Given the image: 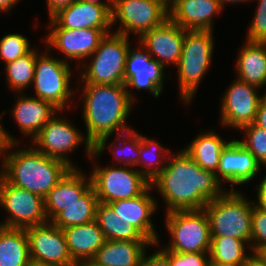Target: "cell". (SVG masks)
Here are the masks:
<instances>
[{
    "instance_id": "e575fe53",
    "label": "cell",
    "mask_w": 266,
    "mask_h": 266,
    "mask_svg": "<svg viewBox=\"0 0 266 266\" xmlns=\"http://www.w3.org/2000/svg\"><path fill=\"white\" fill-rule=\"evenodd\" d=\"M244 136L243 140L237 139L256 160L266 168V130L256 126L254 123L247 124L239 129Z\"/></svg>"
},
{
    "instance_id": "f5cc1de1",
    "label": "cell",
    "mask_w": 266,
    "mask_h": 266,
    "mask_svg": "<svg viewBox=\"0 0 266 266\" xmlns=\"http://www.w3.org/2000/svg\"><path fill=\"white\" fill-rule=\"evenodd\" d=\"M207 266H231V265H227V264H224V263H219V262H216V261H213V260L209 259V261L207 263Z\"/></svg>"
},
{
    "instance_id": "d6986e66",
    "label": "cell",
    "mask_w": 266,
    "mask_h": 266,
    "mask_svg": "<svg viewBox=\"0 0 266 266\" xmlns=\"http://www.w3.org/2000/svg\"><path fill=\"white\" fill-rule=\"evenodd\" d=\"M154 189L151 184L138 196L117 200L108 205L123 220L136 227L152 244L158 247L159 234L151 219L152 215L158 210V202L150 194ZM157 209V210H156ZM158 245V246H157Z\"/></svg>"
},
{
    "instance_id": "ac0fdd59",
    "label": "cell",
    "mask_w": 266,
    "mask_h": 266,
    "mask_svg": "<svg viewBox=\"0 0 266 266\" xmlns=\"http://www.w3.org/2000/svg\"><path fill=\"white\" fill-rule=\"evenodd\" d=\"M184 38L185 29L168 18L160 26L143 33L137 41L166 68L170 64L176 67L179 63Z\"/></svg>"
},
{
    "instance_id": "cb8c5ba5",
    "label": "cell",
    "mask_w": 266,
    "mask_h": 266,
    "mask_svg": "<svg viewBox=\"0 0 266 266\" xmlns=\"http://www.w3.org/2000/svg\"><path fill=\"white\" fill-rule=\"evenodd\" d=\"M62 230L66 238L67 249L75 263L93 259L106 241L96 221L70 226Z\"/></svg>"
},
{
    "instance_id": "836d02e7",
    "label": "cell",
    "mask_w": 266,
    "mask_h": 266,
    "mask_svg": "<svg viewBox=\"0 0 266 266\" xmlns=\"http://www.w3.org/2000/svg\"><path fill=\"white\" fill-rule=\"evenodd\" d=\"M39 49H33L25 56L5 64L3 69L6 73V80L13 92L23 93L28 87L31 88L35 73V63ZM25 89V90H24Z\"/></svg>"
},
{
    "instance_id": "4dcf8cb0",
    "label": "cell",
    "mask_w": 266,
    "mask_h": 266,
    "mask_svg": "<svg viewBox=\"0 0 266 266\" xmlns=\"http://www.w3.org/2000/svg\"><path fill=\"white\" fill-rule=\"evenodd\" d=\"M99 200L91 187L81 198L59 212L51 222L58 228L84 225L96 221V209Z\"/></svg>"
},
{
    "instance_id": "3957f363",
    "label": "cell",
    "mask_w": 266,
    "mask_h": 266,
    "mask_svg": "<svg viewBox=\"0 0 266 266\" xmlns=\"http://www.w3.org/2000/svg\"><path fill=\"white\" fill-rule=\"evenodd\" d=\"M18 145L20 144L7 145L4 156V179L14 186L45 198L71 167L63 161L37 151L32 145L21 149Z\"/></svg>"
},
{
    "instance_id": "8992f818",
    "label": "cell",
    "mask_w": 266,
    "mask_h": 266,
    "mask_svg": "<svg viewBox=\"0 0 266 266\" xmlns=\"http://www.w3.org/2000/svg\"><path fill=\"white\" fill-rule=\"evenodd\" d=\"M131 45L129 36L111 32L100 41L93 54L81 65L78 82L101 85L124 84V69ZM90 61V62H89ZM89 62V63H88ZM88 64V65H87Z\"/></svg>"
},
{
    "instance_id": "d590c367",
    "label": "cell",
    "mask_w": 266,
    "mask_h": 266,
    "mask_svg": "<svg viewBox=\"0 0 266 266\" xmlns=\"http://www.w3.org/2000/svg\"><path fill=\"white\" fill-rule=\"evenodd\" d=\"M30 40L22 34L9 33L0 39V60L4 65L31 52Z\"/></svg>"
},
{
    "instance_id": "83f0119b",
    "label": "cell",
    "mask_w": 266,
    "mask_h": 266,
    "mask_svg": "<svg viewBox=\"0 0 266 266\" xmlns=\"http://www.w3.org/2000/svg\"><path fill=\"white\" fill-rule=\"evenodd\" d=\"M212 130L202 131L183 149L202 169L216 172L222 150L230 141Z\"/></svg>"
},
{
    "instance_id": "f6af8a7d",
    "label": "cell",
    "mask_w": 266,
    "mask_h": 266,
    "mask_svg": "<svg viewBox=\"0 0 266 266\" xmlns=\"http://www.w3.org/2000/svg\"><path fill=\"white\" fill-rule=\"evenodd\" d=\"M20 0H0V13L8 14Z\"/></svg>"
},
{
    "instance_id": "b9f144b4",
    "label": "cell",
    "mask_w": 266,
    "mask_h": 266,
    "mask_svg": "<svg viewBox=\"0 0 266 266\" xmlns=\"http://www.w3.org/2000/svg\"><path fill=\"white\" fill-rule=\"evenodd\" d=\"M257 189V200H254L256 201L255 204L261 208L262 210H265L266 211V176L264 175V177L260 180V183L258 185H256Z\"/></svg>"
},
{
    "instance_id": "11a10c76",
    "label": "cell",
    "mask_w": 266,
    "mask_h": 266,
    "mask_svg": "<svg viewBox=\"0 0 266 266\" xmlns=\"http://www.w3.org/2000/svg\"><path fill=\"white\" fill-rule=\"evenodd\" d=\"M0 166H2L0 169V190H1V185H2V181H3V173H4V164H1Z\"/></svg>"
},
{
    "instance_id": "ffe728a7",
    "label": "cell",
    "mask_w": 266,
    "mask_h": 266,
    "mask_svg": "<svg viewBox=\"0 0 266 266\" xmlns=\"http://www.w3.org/2000/svg\"><path fill=\"white\" fill-rule=\"evenodd\" d=\"M112 6H99L76 0L51 18L63 29H112Z\"/></svg>"
},
{
    "instance_id": "ab89813d",
    "label": "cell",
    "mask_w": 266,
    "mask_h": 266,
    "mask_svg": "<svg viewBox=\"0 0 266 266\" xmlns=\"http://www.w3.org/2000/svg\"><path fill=\"white\" fill-rule=\"evenodd\" d=\"M146 253L145 251L141 256L138 266H171L168 257L160 249L152 254Z\"/></svg>"
},
{
    "instance_id": "5b68a950",
    "label": "cell",
    "mask_w": 266,
    "mask_h": 266,
    "mask_svg": "<svg viewBox=\"0 0 266 266\" xmlns=\"http://www.w3.org/2000/svg\"><path fill=\"white\" fill-rule=\"evenodd\" d=\"M214 36L211 30H185L182 53L177 64L179 96L184 105L192 104L202 78L212 63Z\"/></svg>"
},
{
    "instance_id": "30bf717a",
    "label": "cell",
    "mask_w": 266,
    "mask_h": 266,
    "mask_svg": "<svg viewBox=\"0 0 266 266\" xmlns=\"http://www.w3.org/2000/svg\"><path fill=\"white\" fill-rule=\"evenodd\" d=\"M95 164L90 177L101 203L136 197L151 184L136 168L115 165L102 167Z\"/></svg>"
},
{
    "instance_id": "ba28073f",
    "label": "cell",
    "mask_w": 266,
    "mask_h": 266,
    "mask_svg": "<svg viewBox=\"0 0 266 266\" xmlns=\"http://www.w3.org/2000/svg\"><path fill=\"white\" fill-rule=\"evenodd\" d=\"M165 228L171 239L165 247L179 253H209L210 224L204 209L165 213Z\"/></svg>"
},
{
    "instance_id": "603a6c76",
    "label": "cell",
    "mask_w": 266,
    "mask_h": 266,
    "mask_svg": "<svg viewBox=\"0 0 266 266\" xmlns=\"http://www.w3.org/2000/svg\"><path fill=\"white\" fill-rule=\"evenodd\" d=\"M223 9L219 0H179L169 10V19L185 30L214 31L213 20Z\"/></svg>"
},
{
    "instance_id": "db71d44e",
    "label": "cell",
    "mask_w": 266,
    "mask_h": 266,
    "mask_svg": "<svg viewBox=\"0 0 266 266\" xmlns=\"http://www.w3.org/2000/svg\"><path fill=\"white\" fill-rule=\"evenodd\" d=\"M27 266H55V265H49V264H43V263L30 261Z\"/></svg>"
},
{
    "instance_id": "52a82bcc",
    "label": "cell",
    "mask_w": 266,
    "mask_h": 266,
    "mask_svg": "<svg viewBox=\"0 0 266 266\" xmlns=\"http://www.w3.org/2000/svg\"><path fill=\"white\" fill-rule=\"evenodd\" d=\"M44 48L45 51L40 52L36 58L32 83L35 94L31 96L52 103L60 111L70 110L74 105L71 98L75 94L70 81L75 71L71 69V64L50 56V51Z\"/></svg>"
},
{
    "instance_id": "60d3db41",
    "label": "cell",
    "mask_w": 266,
    "mask_h": 266,
    "mask_svg": "<svg viewBox=\"0 0 266 266\" xmlns=\"http://www.w3.org/2000/svg\"><path fill=\"white\" fill-rule=\"evenodd\" d=\"M2 118L3 116L0 115V160L2 161L0 163L4 164V156L7 145L12 143L20 144V141L15 139L16 137H13V135L9 134V132L4 128V126H2L3 125L1 122Z\"/></svg>"
},
{
    "instance_id": "1f68e13d",
    "label": "cell",
    "mask_w": 266,
    "mask_h": 266,
    "mask_svg": "<svg viewBox=\"0 0 266 266\" xmlns=\"http://www.w3.org/2000/svg\"><path fill=\"white\" fill-rule=\"evenodd\" d=\"M241 239L219 236L211 237L209 259L231 266H247L255 257L251 248ZM245 249H250L249 252ZM247 251V252H246Z\"/></svg>"
},
{
    "instance_id": "277c9868",
    "label": "cell",
    "mask_w": 266,
    "mask_h": 266,
    "mask_svg": "<svg viewBox=\"0 0 266 266\" xmlns=\"http://www.w3.org/2000/svg\"><path fill=\"white\" fill-rule=\"evenodd\" d=\"M252 201L238 190H226L210 201L203 209L209 220L211 237L241 239L251 248Z\"/></svg>"
},
{
    "instance_id": "e0dca14e",
    "label": "cell",
    "mask_w": 266,
    "mask_h": 266,
    "mask_svg": "<svg viewBox=\"0 0 266 266\" xmlns=\"http://www.w3.org/2000/svg\"><path fill=\"white\" fill-rule=\"evenodd\" d=\"M262 169L251 152L234 139L222 150L215 176L222 185L229 182L232 185L229 190H237L235 185L242 186L255 180Z\"/></svg>"
},
{
    "instance_id": "816d5d0a",
    "label": "cell",
    "mask_w": 266,
    "mask_h": 266,
    "mask_svg": "<svg viewBox=\"0 0 266 266\" xmlns=\"http://www.w3.org/2000/svg\"><path fill=\"white\" fill-rule=\"evenodd\" d=\"M247 266H265L256 257H254Z\"/></svg>"
},
{
    "instance_id": "7a4b0ae2",
    "label": "cell",
    "mask_w": 266,
    "mask_h": 266,
    "mask_svg": "<svg viewBox=\"0 0 266 266\" xmlns=\"http://www.w3.org/2000/svg\"><path fill=\"white\" fill-rule=\"evenodd\" d=\"M79 85L83 88L81 89ZM79 89L82 90V94ZM75 91L82 97L85 136L92 145H95L102 137L133 129L126 120L135 103L129 98L124 84L101 85L79 82Z\"/></svg>"
},
{
    "instance_id": "c3c4849f",
    "label": "cell",
    "mask_w": 266,
    "mask_h": 266,
    "mask_svg": "<svg viewBox=\"0 0 266 266\" xmlns=\"http://www.w3.org/2000/svg\"><path fill=\"white\" fill-rule=\"evenodd\" d=\"M76 266H102L93 259H85L76 263Z\"/></svg>"
},
{
    "instance_id": "d6a6232c",
    "label": "cell",
    "mask_w": 266,
    "mask_h": 266,
    "mask_svg": "<svg viewBox=\"0 0 266 266\" xmlns=\"http://www.w3.org/2000/svg\"><path fill=\"white\" fill-rule=\"evenodd\" d=\"M170 150L154 138L141 134L140 157L135 168L151 183L166 166Z\"/></svg>"
},
{
    "instance_id": "5bb4252c",
    "label": "cell",
    "mask_w": 266,
    "mask_h": 266,
    "mask_svg": "<svg viewBox=\"0 0 266 266\" xmlns=\"http://www.w3.org/2000/svg\"><path fill=\"white\" fill-rule=\"evenodd\" d=\"M128 47L124 69V85L129 98L135 103V94L131 90L150 92L154 98H158L164 88L165 67L151 57L149 51L139 42L134 48ZM131 87V88H130ZM130 88V89H129ZM133 92V93H132Z\"/></svg>"
},
{
    "instance_id": "7c38bea8",
    "label": "cell",
    "mask_w": 266,
    "mask_h": 266,
    "mask_svg": "<svg viewBox=\"0 0 266 266\" xmlns=\"http://www.w3.org/2000/svg\"><path fill=\"white\" fill-rule=\"evenodd\" d=\"M48 19L49 33L44 38L45 47L50 52L51 48L59 50L64 55L62 60L67 63L76 60V67L81 70L82 62L93 54L106 34L112 32L109 31L111 29L95 28L63 29L52 18Z\"/></svg>"
},
{
    "instance_id": "74e56055",
    "label": "cell",
    "mask_w": 266,
    "mask_h": 266,
    "mask_svg": "<svg viewBox=\"0 0 266 266\" xmlns=\"http://www.w3.org/2000/svg\"><path fill=\"white\" fill-rule=\"evenodd\" d=\"M255 15L247 30V41L266 42V0H257ZM253 2H255L253 0Z\"/></svg>"
},
{
    "instance_id": "d4e9b609",
    "label": "cell",
    "mask_w": 266,
    "mask_h": 266,
    "mask_svg": "<svg viewBox=\"0 0 266 266\" xmlns=\"http://www.w3.org/2000/svg\"><path fill=\"white\" fill-rule=\"evenodd\" d=\"M245 41L235 63L236 78L263 89L266 87V42Z\"/></svg>"
},
{
    "instance_id": "9f6ffc18",
    "label": "cell",
    "mask_w": 266,
    "mask_h": 266,
    "mask_svg": "<svg viewBox=\"0 0 266 266\" xmlns=\"http://www.w3.org/2000/svg\"><path fill=\"white\" fill-rule=\"evenodd\" d=\"M262 101L266 103V91L262 94Z\"/></svg>"
},
{
    "instance_id": "f546056e",
    "label": "cell",
    "mask_w": 266,
    "mask_h": 266,
    "mask_svg": "<svg viewBox=\"0 0 266 266\" xmlns=\"http://www.w3.org/2000/svg\"><path fill=\"white\" fill-rule=\"evenodd\" d=\"M96 222L106 240L149 241L136 227L118 216L108 204L98 203Z\"/></svg>"
},
{
    "instance_id": "44dd1931",
    "label": "cell",
    "mask_w": 266,
    "mask_h": 266,
    "mask_svg": "<svg viewBox=\"0 0 266 266\" xmlns=\"http://www.w3.org/2000/svg\"><path fill=\"white\" fill-rule=\"evenodd\" d=\"M18 96L14 103L11 113L14 122L19 127V130L26 137H30L31 141L38 135L48 120L56 113H64L56 108L52 103L29 96L30 94Z\"/></svg>"
},
{
    "instance_id": "bcb514c9",
    "label": "cell",
    "mask_w": 266,
    "mask_h": 266,
    "mask_svg": "<svg viewBox=\"0 0 266 266\" xmlns=\"http://www.w3.org/2000/svg\"><path fill=\"white\" fill-rule=\"evenodd\" d=\"M166 10H170L179 0H157Z\"/></svg>"
},
{
    "instance_id": "4316f807",
    "label": "cell",
    "mask_w": 266,
    "mask_h": 266,
    "mask_svg": "<svg viewBox=\"0 0 266 266\" xmlns=\"http://www.w3.org/2000/svg\"><path fill=\"white\" fill-rule=\"evenodd\" d=\"M150 246H154L150 241L106 240L93 260L102 266H138L146 247Z\"/></svg>"
},
{
    "instance_id": "8d00e7d4",
    "label": "cell",
    "mask_w": 266,
    "mask_h": 266,
    "mask_svg": "<svg viewBox=\"0 0 266 266\" xmlns=\"http://www.w3.org/2000/svg\"><path fill=\"white\" fill-rule=\"evenodd\" d=\"M266 247V211L254 201L252 213L251 252L256 256Z\"/></svg>"
},
{
    "instance_id": "f907efd6",
    "label": "cell",
    "mask_w": 266,
    "mask_h": 266,
    "mask_svg": "<svg viewBox=\"0 0 266 266\" xmlns=\"http://www.w3.org/2000/svg\"><path fill=\"white\" fill-rule=\"evenodd\" d=\"M255 257L266 266V247L262 249Z\"/></svg>"
},
{
    "instance_id": "f1b7e54d",
    "label": "cell",
    "mask_w": 266,
    "mask_h": 266,
    "mask_svg": "<svg viewBox=\"0 0 266 266\" xmlns=\"http://www.w3.org/2000/svg\"><path fill=\"white\" fill-rule=\"evenodd\" d=\"M30 261L25 229L0 226V266H27Z\"/></svg>"
},
{
    "instance_id": "ee69618b",
    "label": "cell",
    "mask_w": 266,
    "mask_h": 266,
    "mask_svg": "<svg viewBox=\"0 0 266 266\" xmlns=\"http://www.w3.org/2000/svg\"><path fill=\"white\" fill-rule=\"evenodd\" d=\"M254 124L266 130V103L263 101L259 104Z\"/></svg>"
},
{
    "instance_id": "681fc988",
    "label": "cell",
    "mask_w": 266,
    "mask_h": 266,
    "mask_svg": "<svg viewBox=\"0 0 266 266\" xmlns=\"http://www.w3.org/2000/svg\"><path fill=\"white\" fill-rule=\"evenodd\" d=\"M251 2V1H253V0H219V3L221 4V6L224 8V5L226 6L228 3L229 4H237V3H244V2Z\"/></svg>"
},
{
    "instance_id": "7402d4cb",
    "label": "cell",
    "mask_w": 266,
    "mask_h": 266,
    "mask_svg": "<svg viewBox=\"0 0 266 266\" xmlns=\"http://www.w3.org/2000/svg\"><path fill=\"white\" fill-rule=\"evenodd\" d=\"M92 187V181L81 168H71L44 198V208L51 221L68 205L81 198Z\"/></svg>"
},
{
    "instance_id": "2e32d148",
    "label": "cell",
    "mask_w": 266,
    "mask_h": 266,
    "mask_svg": "<svg viewBox=\"0 0 266 266\" xmlns=\"http://www.w3.org/2000/svg\"><path fill=\"white\" fill-rule=\"evenodd\" d=\"M25 231L31 261L55 266H76L67 249L63 230L51 221L28 227Z\"/></svg>"
},
{
    "instance_id": "6da1fadb",
    "label": "cell",
    "mask_w": 266,
    "mask_h": 266,
    "mask_svg": "<svg viewBox=\"0 0 266 266\" xmlns=\"http://www.w3.org/2000/svg\"><path fill=\"white\" fill-rule=\"evenodd\" d=\"M151 186L164 200L166 213L203 209L226 191L214 172L202 169L183 149L169 154Z\"/></svg>"
},
{
    "instance_id": "7dc6e473",
    "label": "cell",
    "mask_w": 266,
    "mask_h": 266,
    "mask_svg": "<svg viewBox=\"0 0 266 266\" xmlns=\"http://www.w3.org/2000/svg\"><path fill=\"white\" fill-rule=\"evenodd\" d=\"M86 2H89L91 4H96L99 6H112L113 5V0H106V1H102V0H83Z\"/></svg>"
},
{
    "instance_id": "484cf974",
    "label": "cell",
    "mask_w": 266,
    "mask_h": 266,
    "mask_svg": "<svg viewBox=\"0 0 266 266\" xmlns=\"http://www.w3.org/2000/svg\"><path fill=\"white\" fill-rule=\"evenodd\" d=\"M116 140L108 144L110 136L102 137L95 145H93V153L89 158V161L97 162L100 155L104 152V149L108 146V149L114 155L115 166H126L135 168L138 164L140 157V143L141 134H139L134 128L114 135ZM114 147V148H113Z\"/></svg>"
},
{
    "instance_id": "8fae6325",
    "label": "cell",
    "mask_w": 266,
    "mask_h": 266,
    "mask_svg": "<svg viewBox=\"0 0 266 266\" xmlns=\"http://www.w3.org/2000/svg\"><path fill=\"white\" fill-rule=\"evenodd\" d=\"M169 18L157 0H113L111 11L112 28L119 22L114 33L138 38L146 31L158 27Z\"/></svg>"
},
{
    "instance_id": "f35d334b",
    "label": "cell",
    "mask_w": 266,
    "mask_h": 266,
    "mask_svg": "<svg viewBox=\"0 0 266 266\" xmlns=\"http://www.w3.org/2000/svg\"><path fill=\"white\" fill-rule=\"evenodd\" d=\"M169 259L171 266H207L209 253H179L160 249Z\"/></svg>"
},
{
    "instance_id": "4fadbf2b",
    "label": "cell",
    "mask_w": 266,
    "mask_h": 266,
    "mask_svg": "<svg viewBox=\"0 0 266 266\" xmlns=\"http://www.w3.org/2000/svg\"><path fill=\"white\" fill-rule=\"evenodd\" d=\"M0 207L8 215L0 226L22 228L48 222L44 198L8 183L4 178L0 190Z\"/></svg>"
},
{
    "instance_id": "9a60e30c",
    "label": "cell",
    "mask_w": 266,
    "mask_h": 266,
    "mask_svg": "<svg viewBox=\"0 0 266 266\" xmlns=\"http://www.w3.org/2000/svg\"><path fill=\"white\" fill-rule=\"evenodd\" d=\"M259 88L237 78L227 87L223 94L220 109V124L239 130L252 124L258 111L262 95Z\"/></svg>"
},
{
    "instance_id": "7bdbcfd3",
    "label": "cell",
    "mask_w": 266,
    "mask_h": 266,
    "mask_svg": "<svg viewBox=\"0 0 266 266\" xmlns=\"http://www.w3.org/2000/svg\"><path fill=\"white\" fill-rule=\"evenodd\" d=\"M74 1L76 0H46L49 18L56 14L60 9L72 4Z\"/></svg>"
},
{
    "instance_id": "9c48e42d",
    "label": "cell",
    "mask_w": 266,
    "mask_h": 266,
    "mask_svg": "<svg viewBox=\"0 0 266 266\" xmlns=\"http://www.w3.org/2000/svg\"><path fill=\"white\" fill-rule=\"evenodd\" d=\"M58 116L59 115L56 113L48 120L38 135L30 143L34 145L37 151L51 158L63 161L71 168H78L77 165L74 166L69 157V153L85 143V154L86 157L90 158L93 153V145L82 131L80 132L70 120H65V117L62 118V116Z\"/></svg>"
}]
</instances>
